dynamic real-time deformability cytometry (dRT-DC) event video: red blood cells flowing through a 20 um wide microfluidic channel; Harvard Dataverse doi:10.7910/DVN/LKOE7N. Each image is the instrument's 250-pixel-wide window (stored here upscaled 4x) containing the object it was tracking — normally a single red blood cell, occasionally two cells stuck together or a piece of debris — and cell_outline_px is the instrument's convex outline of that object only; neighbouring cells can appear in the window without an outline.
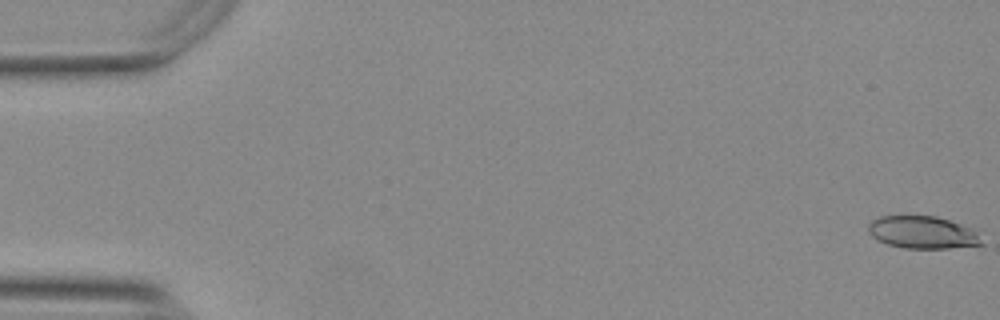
{"species": "Egyptian fruit bat (a non-hibernating species)", "species_latin": "Rousettus aegyptiacus", "temperature_condition": "warm", "stored_images_in_passage": 21, "camera_frame_rate_fps": 3000, "um_per_image_px": 0.085, "animal": {"sex": "female"}, "frame": {"image": 1, "passage_image": 1, "time_ms": 0.0, "image_size_px": [1000, 320], "cell_outline_px": [[984, 244], [948, 248], [904, 248], [888, 244], [876, 240], [868, 232], [868, 224], [872, 220], [880, 216], [936, 216], [972, 228], [976, 232]], "centroid_in_image_um": [78.39, 19.75], "position_along_channel_um": 6.6, "area_um2": 21.33}}
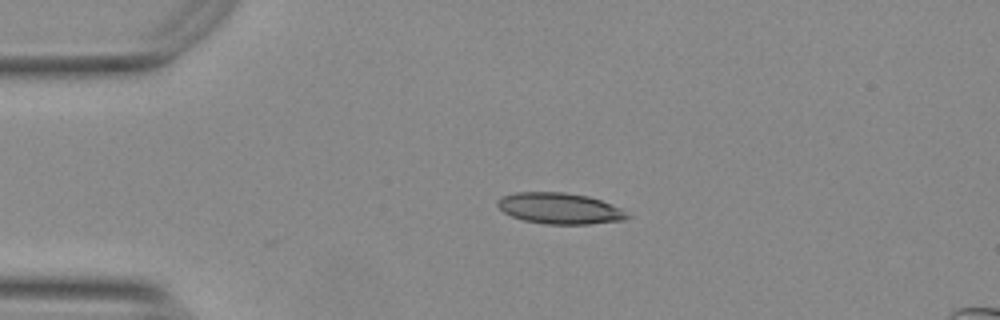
{"frame": {"image": 2, "passage_image": 13, "time_ms": 4.0, "image_size_px": [1000, 320], "cell_outline_px": [[632, 216], [624, 220], [588, 224], [544, 224], [524, 220], [512, 216], [504, 212], [496, 204], [496, 200], [504, 196], [516, 192], [564, 192], [588, 196], [600, 200], [620, 208]], "centroid_in_image_um": [47.57, 17.71], "position_along_channel_um": 37.4, "area_um2": 23.41}}